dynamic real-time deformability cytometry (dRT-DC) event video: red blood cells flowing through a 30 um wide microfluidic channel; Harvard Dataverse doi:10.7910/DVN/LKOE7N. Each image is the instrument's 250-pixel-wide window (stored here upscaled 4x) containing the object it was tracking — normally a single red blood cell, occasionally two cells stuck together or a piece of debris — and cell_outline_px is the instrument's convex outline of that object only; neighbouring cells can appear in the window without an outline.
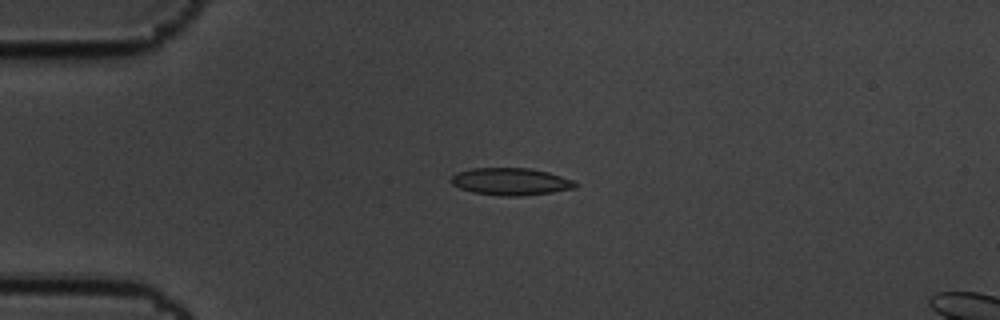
{"species": "common noctule bat (a hibernating species)", "species_latin": "Nyctalus noctula", "temperature_condition": "cold", "stored_images_in_passage": 7, "camera_frame_rate_fps": 3000, "um_per_image_px": 0.085, "animal": {"sex": "male", "body_mass_g": 19.5, "forearm_length_mm": 54.6}, "frame": {"image": 1, "passage_image": 5, "time_ms": 1.333, "image_size_px": [1000, 320], "cell_outline_px": [[580, 184], [576, 188], [552, 192], [524, 196], [500, 196], [472, 192], [460, 188], [452, 184], [452, 176], [456, 172], [472, 168], [528, 168], [548, 172], [576, 180]], "centroid_in_image_um": [43.47, 15.44], "position_along_channel_um": 41.5, "area_um2": 19.94}}